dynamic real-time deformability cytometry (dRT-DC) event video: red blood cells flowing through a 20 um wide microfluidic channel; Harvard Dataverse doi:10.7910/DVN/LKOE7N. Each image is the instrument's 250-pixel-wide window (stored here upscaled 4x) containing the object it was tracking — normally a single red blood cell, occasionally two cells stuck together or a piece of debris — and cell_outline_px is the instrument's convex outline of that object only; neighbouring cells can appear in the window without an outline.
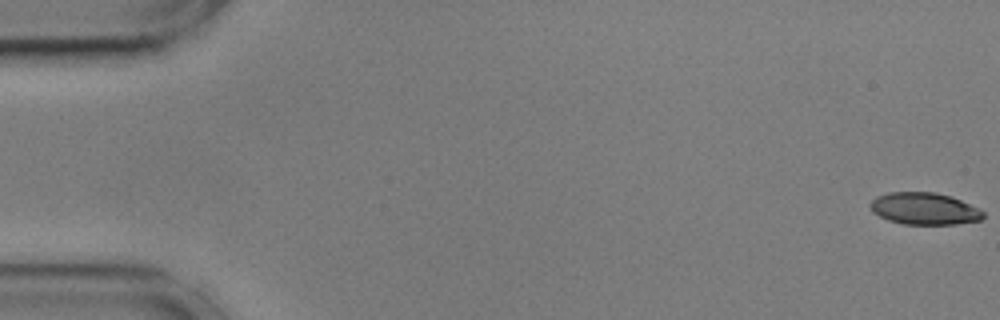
{"species": "common noctule bat (a hibernating species)", "species_latin": "Nyctalus noctula", "temperature_condition": "cold", "stored_images_in_passage": 9, "camera_frame_rate_fps": 3000, "um_per_image_px": 0.085, "animal": {"sex": "male", "body_mass_g": 17.9, "forearm_length_mm": 54.2}, "frame": {"image": 1, "passage_image": 1, "time_ms": 0.0, "image_size_px": [1000, 320], "cell_outline_px": [[984, 216], [980, 220], [956, 224], [900, 224], [888, 220], [872, 212], [868, 204], [876, 196], [888, 192], [936, 192], [952, 196], [984, 212]], "centroid_in_image_um": [78.52, 17.73], "position_along_channel_um": 6.5, "area_um2": 21.1}}